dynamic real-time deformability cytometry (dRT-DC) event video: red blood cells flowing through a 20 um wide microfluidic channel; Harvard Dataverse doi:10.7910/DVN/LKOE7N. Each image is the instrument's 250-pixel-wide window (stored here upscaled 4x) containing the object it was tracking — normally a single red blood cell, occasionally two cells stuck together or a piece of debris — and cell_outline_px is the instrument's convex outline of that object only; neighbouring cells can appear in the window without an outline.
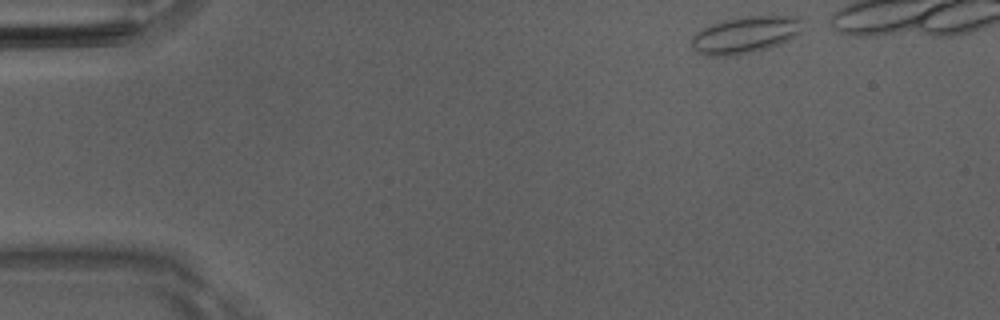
{"species": "Egyptian fruit bat (a non-hibernating species)", "species_latin": "Rousettus aegyptiacus", "temperature_condition": "room temperature", "stored_images_in_passage": 38, "camera_frame_rate_fps": 3000, "um_per_image_px": 0.085, "animal": {"sex": "male"}, "frame": {"image": 1, "passage_image": 1, "time_ms": 0.0, "image_size_px": [1000, 320], "cell_outline_px": [[804, 20], [800, 32], [796, 36], [780, 44], [768, 48], [736, 56], [704, 56], [696, 52], [692, 48], [692, 36], [696, 32], [712, 24], [724, 20], [744, 16], [796, 16]], "centroid_in_image_um": [63.35, 2.97], "position_along_channel_um": 21.6, "area_um2": 24.1}}
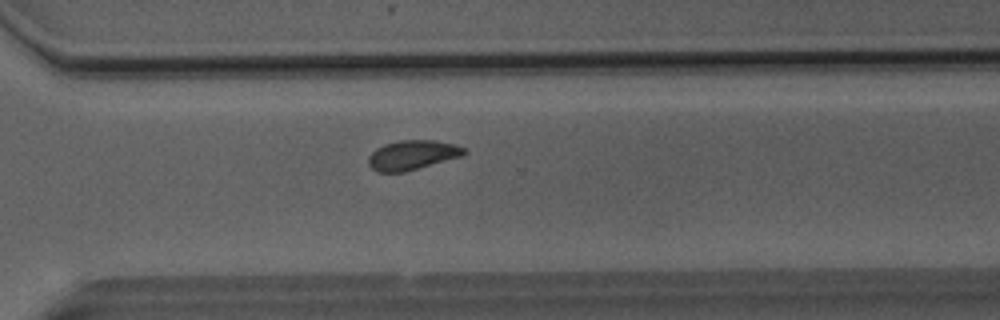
{"frame": {"image": 2, "passage_image": 31, "time_ms": 10.0, "image_size_px": [1000, 320], "cell_outline_px": [[468, 152], [460, 156], [404, 172], [376, 172], [368, 164], [368, 156], [376, 148], [384, 144], [400, 140], [436, 140], [456, 144], [464, 148]], "centroid_in_image_um": [35.02, 13.17], "position_along_channel_um": 335.6, "area_um2": 16.42}}
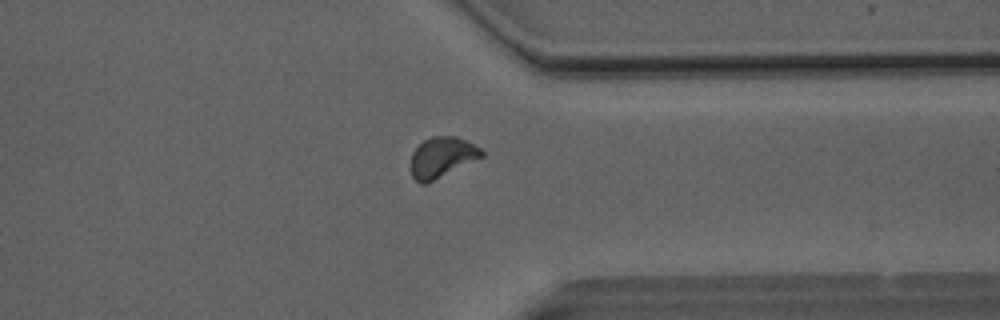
{"frame": {"image": 3, "passage_image": 34, "time_ms": 11.0, "image_size_px": [1000, 320], "cell_outline_px": [[484, 156], [424, 184], [420, 184], [412, 176], [408, 164], [412, 152], [424, 140], [432, 136], [456, 136], [468, 140], [480, 148], [484, 152]], "centroid_in_image_um": [37.53, 13.35], "position_along_channel_um": 373.9, "area_um2": 16.76}}